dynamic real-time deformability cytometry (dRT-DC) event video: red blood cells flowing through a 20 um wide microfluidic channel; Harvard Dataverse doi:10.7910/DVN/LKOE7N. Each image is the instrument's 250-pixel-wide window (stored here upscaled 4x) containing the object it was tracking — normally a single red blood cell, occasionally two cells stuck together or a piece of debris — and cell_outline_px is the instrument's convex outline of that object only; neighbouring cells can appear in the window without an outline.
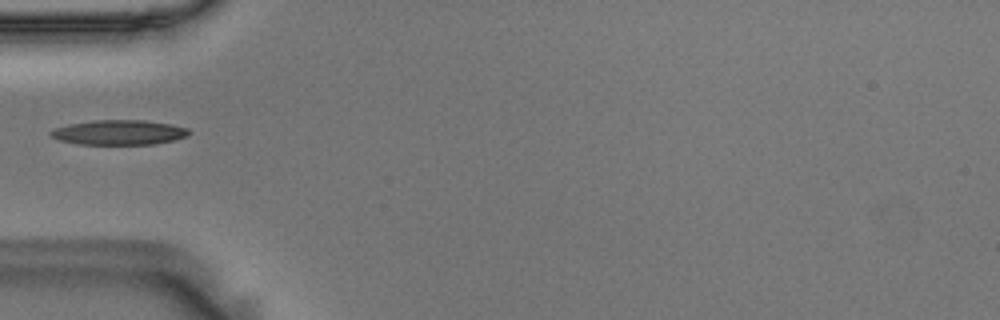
{"species": "Egyptian fruit bat (a non-hibernating species)", "species_latin": "Rousettus aegyptiacus", "temperature_condition": "room temperature", "stored_images_in_passage": 38, "camera_frame_rate_fps": 3000, "um_per_image_px": 0.085, "animal": {"sex": "male"}, "frame": {"image": 1, "passage_image": 1, "time_ms": 0.0, "image_size_px": [1000, 320], "cell_outline_px": [[192, 132], [188, 136], [156, 144], [80, 144], [60, 140], [48, 136], [48, 132], [52, 128], [68, 124], [96, 120], [144, 120], [172, 124], [188, 128]], "centroid_in_image_um": [10.1, 11.25], "position_along_channel_um": 74.9, "area_um2": 20.17}}
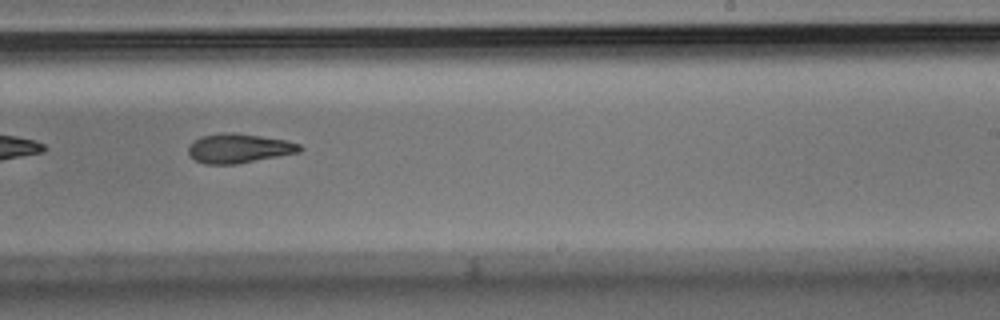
{"frame": {"image": 2, "passage_image": 17, "time_ms": 5.333, "image_size_px": [1000, 320], "cell_outline_px": [[304, 148], [300, 152], [236, 164], [204, 164], [196, 160], [188, 152], [188, 148], [200, 136], [224, 132], [232, 132], [260, 136], [284, 140], [300, 144]], "centroid_in_image_um": [20.32, 12.61], "position_along_channel_um": 268.7, "area_um2": 18.84}}